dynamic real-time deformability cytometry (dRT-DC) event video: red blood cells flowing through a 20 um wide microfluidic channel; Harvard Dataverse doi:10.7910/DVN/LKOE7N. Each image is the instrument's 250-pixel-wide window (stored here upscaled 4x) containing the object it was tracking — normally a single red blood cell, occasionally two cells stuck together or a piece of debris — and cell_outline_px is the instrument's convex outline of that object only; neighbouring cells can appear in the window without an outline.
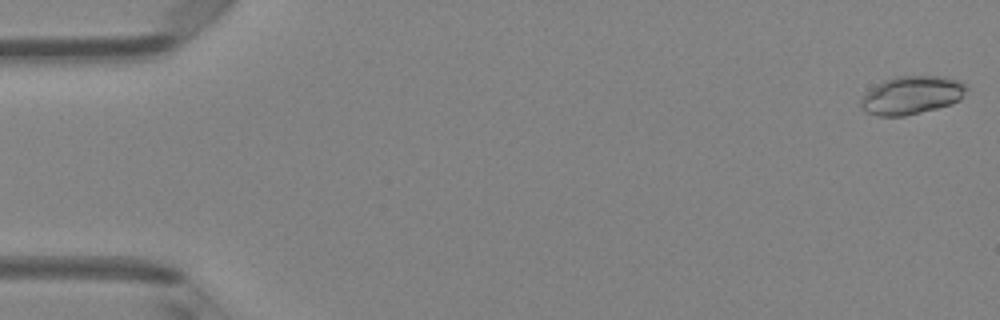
{"species": "Egyptian fruit bat (a non-hibernating species)", "species_latin": "Rousettus aegyptiacus", "temperature_condition": "room temperature", "stored_images_in_passage": 49, "camera_frame_rate_fps": 3000, "um_per_image_px": 0.085, "animal": {"sex": "female"}, "frame": {"image": 1, "passage_image": 1, "time_ms": 0.0, "image_size_px": [1000, 320], "cell_outline_px": [[968, 88], [964, 96], [960, 100], [952, 104], [904, 116], [876, 116], [860, 108], [860, 100], [872, 88], [884, 80], [896, 76], [944, 76], [960, 80]], "centroid_in_image_um": [77.53, 8.09], "position_along_channel_um": 7.5, "area_um2": 23.52}}
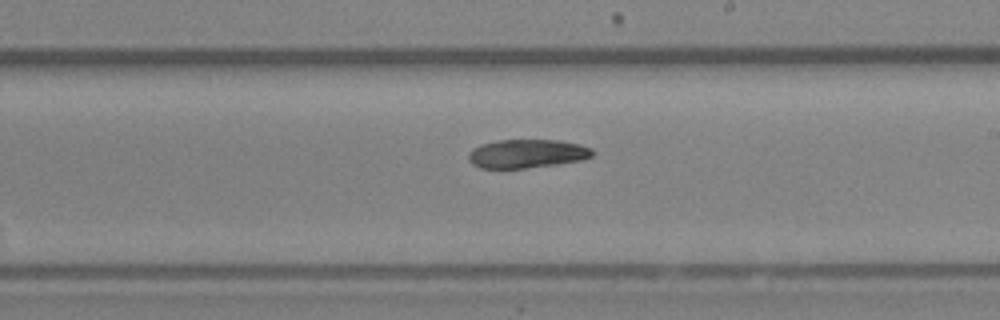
{"frame": {"image": 2, "passage_image": 29, "time_ms": 9.333, "image_size_px": [1000, 320], "cell_outline_px": [[596, 152], [592, 156], [580, 160], [556, 164], [524, 168], [480, 168], [472, 164], [468, 160], [468, 152], [472, 148], [480, 144], [500, 140], [560, 140], [580, 144], [592, 148]], "centroid_in_image_um": [44.78, 13.05], "position_along_channel_um": 244.2, "area_um2": 20.81}}
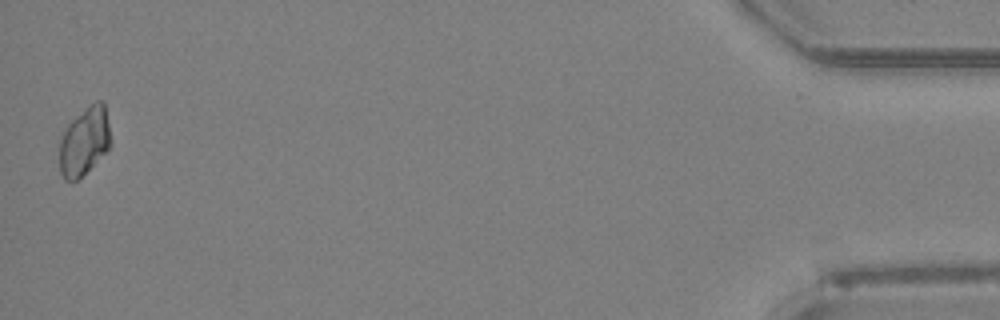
{"frame": {"image": 3, "passage_image": 49, "time_ms": 16.0, "image_size_px": [1000, 320], "cell_outline_px": [[112, 144], [76, 180], [64, 180], [60, 172], [60, 140], [64, 128], [76, 116], [96, 100], [104, 100]], "centroid_in_image_um": [7.17, 11.96], "position_along_channel_um": 428.0, "area_um2": 19.94}, "authors_computed_cell_mechanics": {"area_um2": 21.5594, "velocity_mm_per_s": 4.1257, "shape_relaxation_time_tau1_ms": 6.7555, "shape_relaxation_time_tau2_ms": null, "deformation_change_tau1": 0.1677, "deformation_change_tau2": null}}